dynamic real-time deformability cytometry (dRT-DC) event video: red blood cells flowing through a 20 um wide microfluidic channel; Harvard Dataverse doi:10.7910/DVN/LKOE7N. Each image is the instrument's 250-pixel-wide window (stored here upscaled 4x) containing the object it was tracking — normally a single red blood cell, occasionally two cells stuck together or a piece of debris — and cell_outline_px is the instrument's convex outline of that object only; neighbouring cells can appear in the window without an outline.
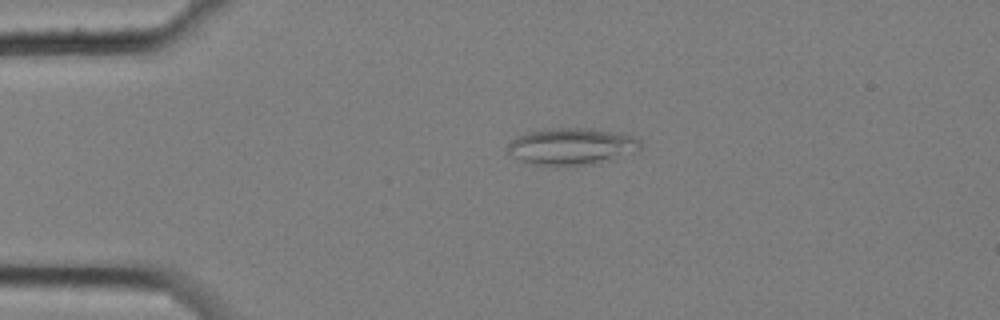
{"species": "common noctule bat (a hibernating species)", "species_latin": "Nyctalus noctula", "temperature_condition": "cold", "stored_images_in_passage": 7, "camera_frame_rate_fps": 3000, "um_per_image_px": 0.085, "animal": {"sex": "female", "body_mass_g": 25.1}, "frame": {"image": 1, "passage_image": 1, "time_ms": 0.0, "image_size_px": [1000, 320], "cell_outline_px": [[640, 148], [636, 152], [612, 160], [592, 164], [564, 168], [556, 168], [536, 164], [520, 160], [512, 156], [504, 148], [516, 136], [528, 132], [544, 128], [592, 128], [632, 136], [640, 140]], "centroid_in_image_um": [48.55, 12.47], "position_along_channel_um": 36.5, "area_um2": 29.25}}
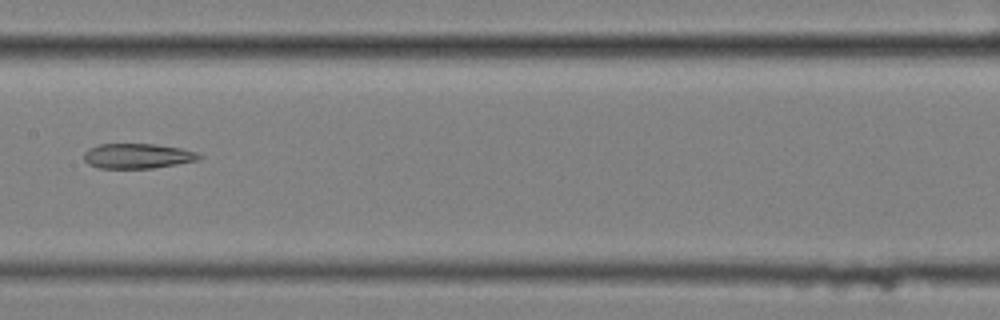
{"frame": {"image": 2, "passage_image": 6, "time_ms": 1.667, "image_size_px": [1000, 320], "cell_outline_px": [[204, 156], [196, 160], [176, 164], [152, 168], [100, 168], [88, 164], [84, 160], [84, 152], [88, 148], [100, 144], [152, 144], [180, 148], [200, 152]], "centroid_in_image_um": [11.69, 13.25], "position_along_channel_um": 195.7, "area_um2": 16.76}}
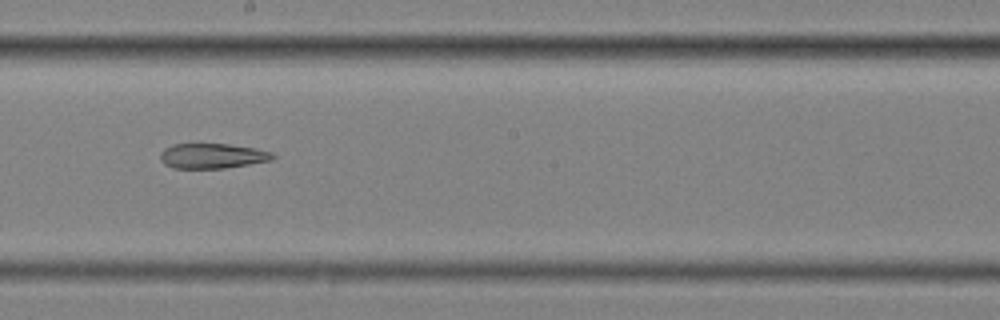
{"frame": {"image": 3, "passage_image": 7, "time_ms": 2.0, "image_size_px": [1000, 320], "cell_outline_px": [[276, 156], [272, 160], [224, 168], [172, 168], [164, 164], [160, 160], [160, 152], [164, 148], [172, 144], [228, 144], [256, 148], [272, 152]], "centroid_in_image_um": [18.02, 13.25], "position_along_channel_um": 230.2, "area_um2": 16.47}}